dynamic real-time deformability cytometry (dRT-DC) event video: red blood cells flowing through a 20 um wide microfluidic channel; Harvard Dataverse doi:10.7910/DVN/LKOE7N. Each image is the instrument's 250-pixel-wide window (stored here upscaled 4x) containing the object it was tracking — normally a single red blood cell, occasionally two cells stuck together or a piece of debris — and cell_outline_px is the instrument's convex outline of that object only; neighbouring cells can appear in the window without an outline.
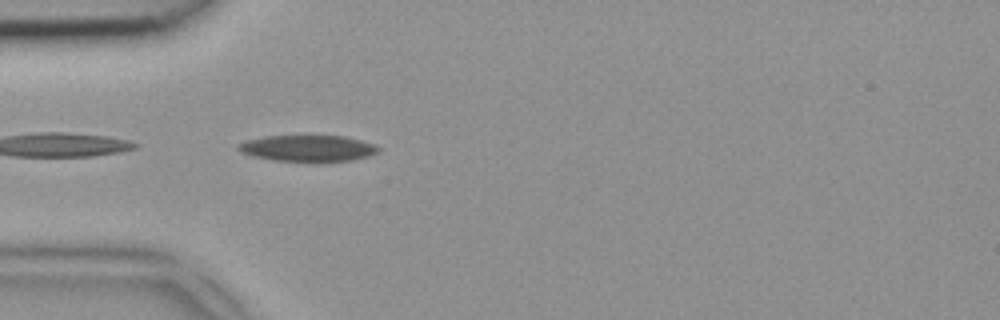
{"species": "common noctule bat (a hibernating species)", "species_latin": "Nyctalus noctula", "temperature_condition": "room temperature", "stored_images_in_passage": 12, "camera_frame_rate_fps": 3000, "um_per_image_px": 0.085, "animal": {"sex": "female", "body_mass_g": 18.4}, "frame": {"image": 1, "passage_image": 3, "time_ms": 0.667, "image_size_px": [1000, 320], "cell_outline_px": [[380, 152], [368, 156], [352, 160], [272, 160], [252, 156], [240, 152], [236, 148], [236, 144], [248, 140], [264, 136], [344, 136], [376, 144], [380, 148]], "centroid_in_image_um": [26.16, 12.58], "position_along_channel_um": 58.8, "area_um2": 21.15}}